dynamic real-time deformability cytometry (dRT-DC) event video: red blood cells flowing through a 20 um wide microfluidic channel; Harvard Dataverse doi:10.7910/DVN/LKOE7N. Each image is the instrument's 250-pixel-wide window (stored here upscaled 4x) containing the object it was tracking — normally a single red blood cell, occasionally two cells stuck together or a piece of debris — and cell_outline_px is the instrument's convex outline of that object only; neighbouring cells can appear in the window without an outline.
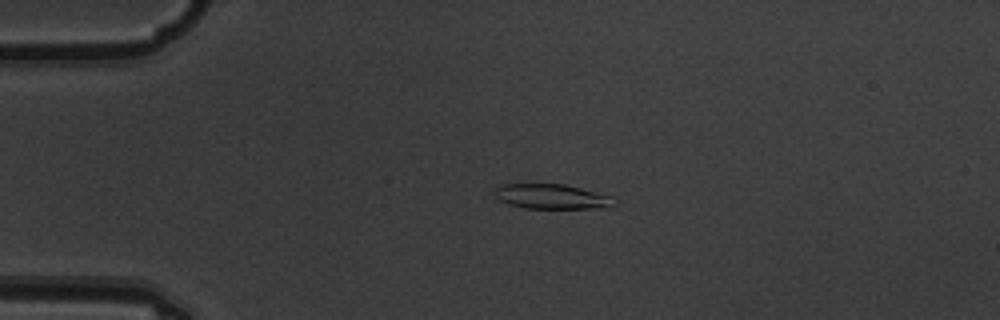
{"species": "common noctule bat (a hibernating species)", "species_latin": "Nyctalus noctula", "temperature_condition": "warm", "stored_images_in_passage": 4, "camera_frame_rate_fps": 3000, "um_per_image_px": 0.085, "animal": {"sex": "male", "body_mass_g": 19.5, "forearm_length_mm": 54.6}, "frame": {"image": 1, "passage_image": 2, "time_ms": 0.333, "image_size_px": [1000, 320], "cell_outline_px": [[616, 204], [612, 208], [524, 208], [508, 204], [500, 200], [496, 196], [496, 188], [500, 184], [564, 184], [612, 196], [616, 200]], "centroid_in_image_um": [46.96, 16.71], "position_along_channel_um": 38.0, "area_um2": 17.34}}